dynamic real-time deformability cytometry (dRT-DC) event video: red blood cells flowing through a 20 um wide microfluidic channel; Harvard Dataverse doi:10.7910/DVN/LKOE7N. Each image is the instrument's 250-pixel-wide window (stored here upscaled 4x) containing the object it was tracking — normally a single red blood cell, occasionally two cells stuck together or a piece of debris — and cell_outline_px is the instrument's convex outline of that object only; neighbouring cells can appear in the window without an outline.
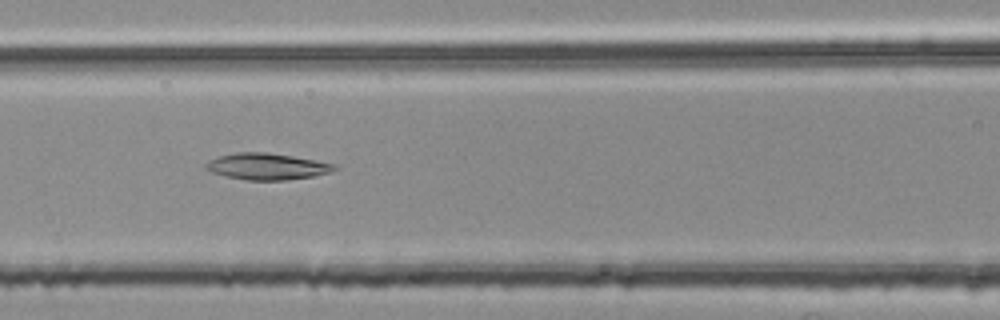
{"species": "common noctule bat (a hibernating species)", "species_latin": "Nyctalus noctula", "temperature_condition": "room temperature", "stored_images_in_passage": 55, "camera_frame_rate_fps": 3000, "um_per_image_px": 0.085, "animal": {"sex": "female", "body_mass_g": 25.1}, "frame": {"image": 1, "passage_image": 24, "time_ms": 7.667, "image_size_px": [1000, 320], "cell_outline_px": [[336, 168], [332, 172], [312, 176], [284, 180], [244, 180], [212, 172], [204, 168], [204, 164], [208, 160], [220, 156], [236, 152], [268, 152], [316, 160], [336, 164]], "centroid_in_image_um": [22.68, 14.14], "position_along_channel_um": 143.9, "area_um2": 19.77}}
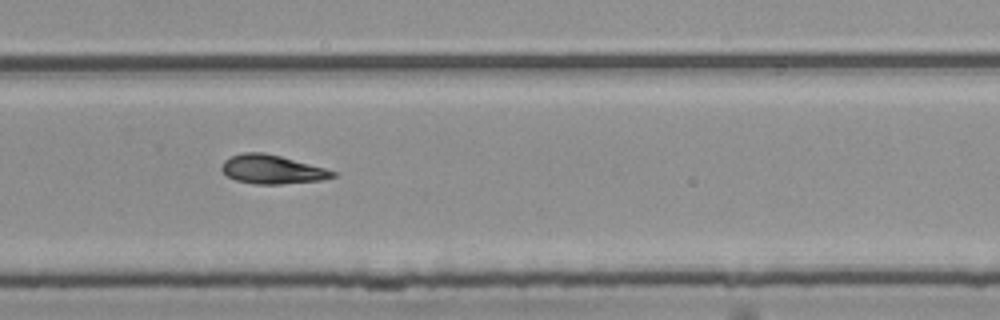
{"frame": {"image": 2, "passage_image": 37, "time_ms": 12.0, "image_size_px": [1000, 320], "cell_outline_px": [[336, 176], [324, 180], [280, 184], [256, 184], [236, 180], [228, 176], [220, 168], [224, 160], [232, 156], [244, 152], [264, 152], [280, 156], [324, 168], [336, 172]], "centroid_in_image_um": [23.12, 14.4], "position_along_channel_um": 306.7, "area_um2": 18.5}}
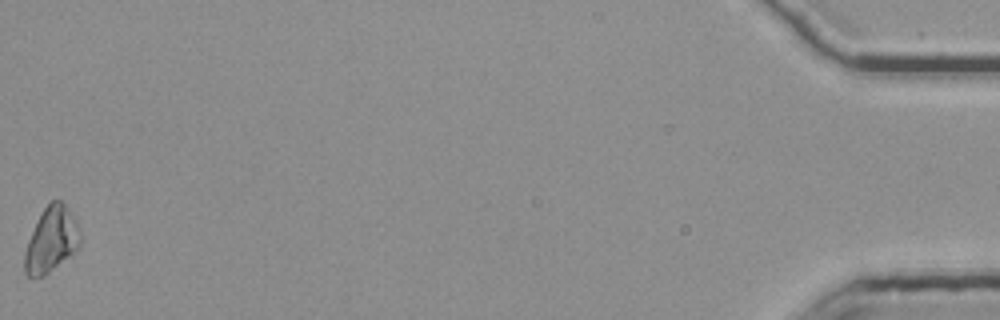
{"frame": {"image": 3, "passage_image": 55, "time_ms": 18.0, "image_size_px": [1000, 320], "cell_outline_px": [[80, 248], [48, 272], [40, 276], [28, 276], [24, 272], [24, 252], [28, 240], [44, 208], [52, 200], [60, 200], [64, 204], [80, 228]], "centroid_in_image_um": [4.37, 20.39], "position_along_channel_um": 430.8, "area_um2": 20.63}}